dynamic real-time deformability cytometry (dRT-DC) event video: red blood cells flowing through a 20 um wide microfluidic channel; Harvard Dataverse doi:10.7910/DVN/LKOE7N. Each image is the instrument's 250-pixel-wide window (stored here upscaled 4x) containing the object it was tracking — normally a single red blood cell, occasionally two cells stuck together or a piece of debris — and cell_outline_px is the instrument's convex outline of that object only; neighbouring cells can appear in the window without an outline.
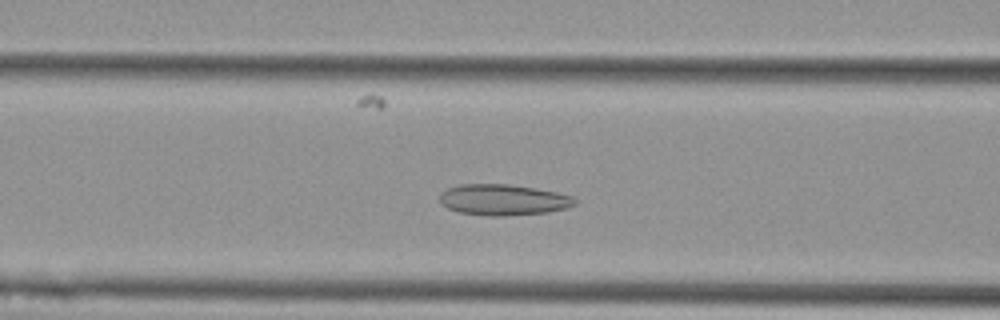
{"species": "Egyptian fruit bat (a non-hibernating species)", "species_latin": "Rousettus aegyptiacus", "temperature_condition": "cold", "stored_images_in_passage": 46, "camera_frame_rate_fps": 3000, "um_per_image_px": 0.085, "animal": {"sex": "female"}, "frame": {"image": 1, "passage_image": 14, "time_ms": 4.333, "image_size_px": [1000, 320], "cell_outline_px": [[576, 204], [568, 208], [548, 212], [500, 216], [484, 216], [460, 212], [448, 208], [440, 204], [440, 192], [448, 188], [460, 184], [508, 184], [536, 188], [556, 192], [572, 196], [576, 200]], "centroid_in_image_um": [42.76, 16.98], "position_along_channel_um": 123.8, "area_um2": 24.51}}
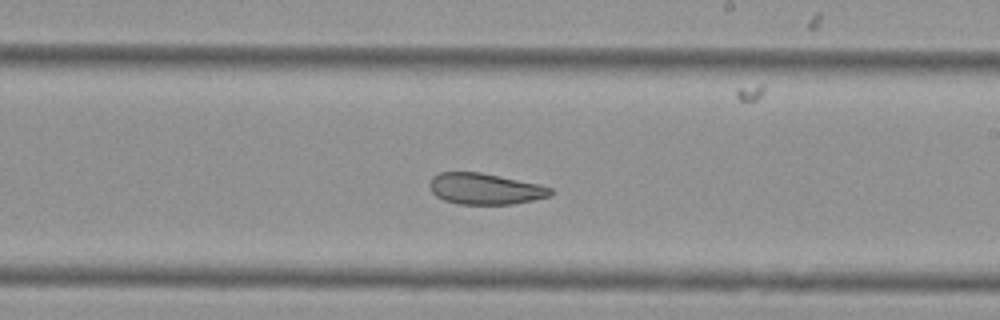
{"frame": {"image": 2, "passage_image": 24, "time_ms": 7.667, "image_size_px": [1000, 320], "cell_outline_px": [[552, 192], [548, 196], [532, 200], [512, 204], [460, 204], [444, 200], [436, 196], [432, 192], [428, 184], [428, 180], [432, 176], [440, 172], [480, 172], [540, 184], [552, 188]], "centroid_in_image_um": [41.18, 16.04], "position_along_channel_um": 247.8, "area_um2": 21.96}}
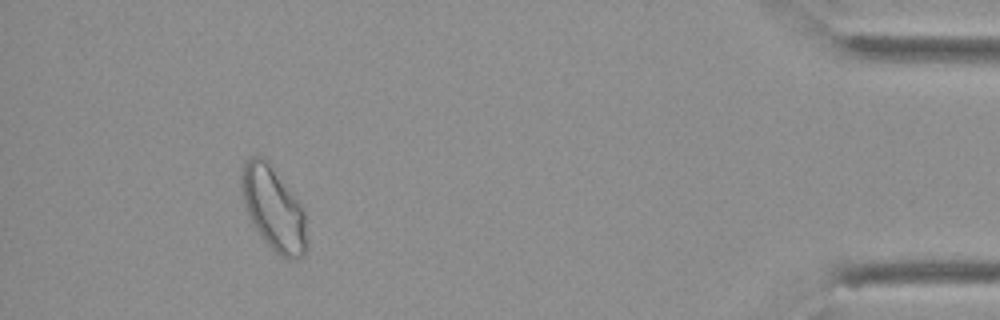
{"frame": {"image": 3, "passage_image": 42, "time_ms": 13.667, "image_size_px": [1000, 320], "cell_outline_px": [[308, 248], [296, 260], [292, 260], [280, 256], [264, 240], [248, 216], [244, 204], [240, 188], [240, 176], [244, 160], [248, 156], [256, 152], [264, 156], [300, 204], [304, 212], [308, 244]], "centroid_in_image_um": [23.21, 17.68], "position_along_channel_um": 412.0, "area_um2": 32.02}, "authors_computed_cell_mechanics": {"area_um2": 26.1545, "velocity_mm_per_s": 3.7335, "shape_relaxation_time_tau1_ms": null, "shape_relaxation_time_tau2_ms": 4.487, "deformation_change_tau1": null, "deformation_change_tau2": 0.072}}